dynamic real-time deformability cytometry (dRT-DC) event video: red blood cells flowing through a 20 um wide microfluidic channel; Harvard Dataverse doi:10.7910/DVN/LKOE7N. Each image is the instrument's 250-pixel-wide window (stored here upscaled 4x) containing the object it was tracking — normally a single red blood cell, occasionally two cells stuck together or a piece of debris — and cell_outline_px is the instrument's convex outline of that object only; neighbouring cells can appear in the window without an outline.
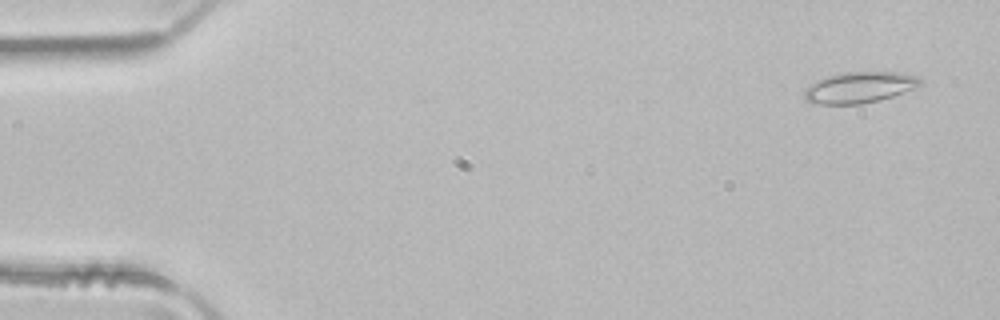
{"species": "common noctule bat (a hibernating species)", "species_latin": "Nyctalus noctula", "temperature_condition": "room temperature", "stored_images_in_passage": 4, "camera_frame_rate_fps": 3000, "um_per_image_px": 0.085, "animal": {"sex": "male", "body_mass_g": 21.5, "forearm_length_mm": 52.0}, "frame": {"image": 1, "passage_image": 1, "time_ms": 0.0, "image_size_px": [1000, 320], "cell_outline_px": [[920, 84], [916, 88], [892, 96], [860, 104], [820, 104], [804, 100], [804, 92], [812, 84], [828, 76], [844, 72], [896, 72], [916, 76], [920, 80]], "centroid_in_image_um": [73.06, 7.43], "position_along_channel_um": 11.9, "area_um2": 20.52}}